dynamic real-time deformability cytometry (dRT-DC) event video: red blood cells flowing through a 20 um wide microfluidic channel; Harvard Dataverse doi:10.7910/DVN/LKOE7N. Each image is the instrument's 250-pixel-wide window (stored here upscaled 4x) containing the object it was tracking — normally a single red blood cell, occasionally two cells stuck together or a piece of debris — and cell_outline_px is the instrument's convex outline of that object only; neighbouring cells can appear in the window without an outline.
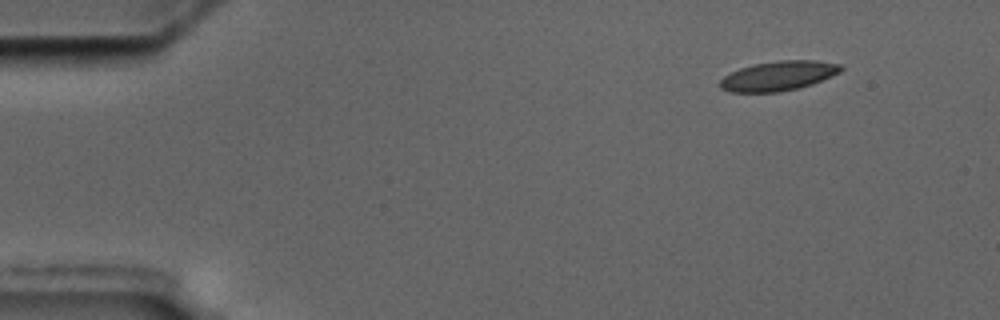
{"species": "common noctule bat (a hibernating species)", "species_latin": "Nyctalus noctula", "temperature_condition": "cold", "stored_images_in_passage": 52, "camera_frame_rate_fps": 3000, "um_per_image_px": 0.085, "animal": {"sex": "male", "body_mass_g": 17.5, "forearm_length_mm": 52.3}, "frame": {"image": 1, "passage_image": 1, "time_ms": 0.0, "image_size_px": [1000, 320], "cell_outline_px": [[844, 68], [840, 72], [832, 76], [812, 84], [800, 88], [780, 92], [732, 92], [720, 88], [720, 80], [724, 76], [740, 68], [752, 64], [780, 60], [816, 60], [840, 64]], "centroid_in_image_um": [66.18, 6.44], "position_along_channel_um": 18.8, "area_um2": 20.92}}
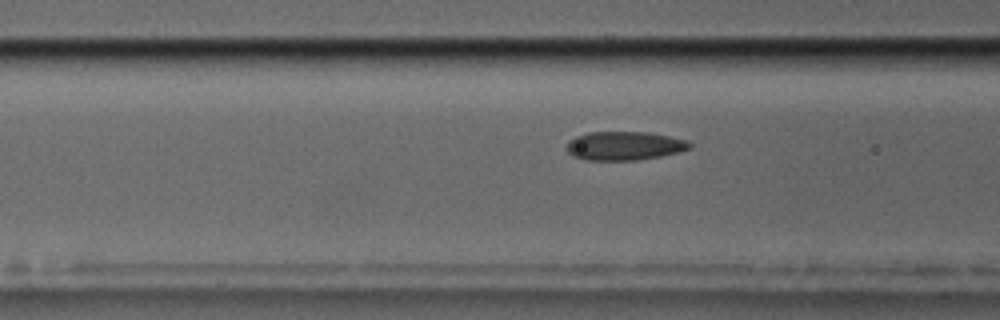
{"frame": {"image": 2, "passage_image": 17, "time_ms": 5.333, "image_size_px": [1000, 320], "cell_outline_px": [[692, 148], [680, 152], [640, 160], [588, 160], [572, 156], [564, 148], [568, 140], [576, 136], [588, 132], [648, 132], [688, 140], [692, 144]], "centroid_in_image_um": [53.06, 12.39], "position_along_channel_um": 113.5, "area_um2": 20.87}}
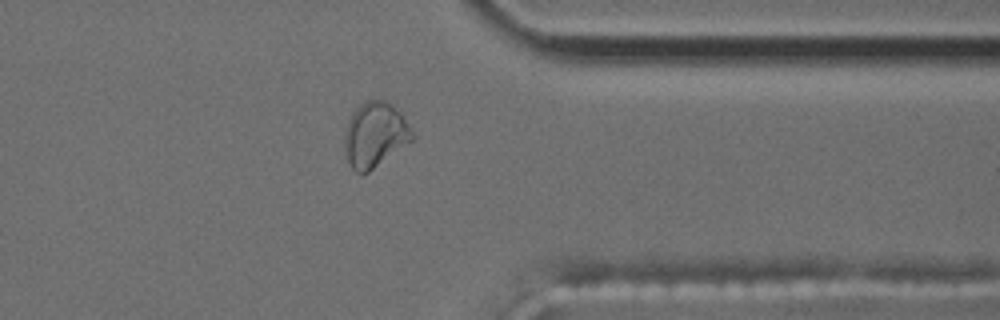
{"frame": {"image": 3, "passage_image": 40, "time_ms": 13.0, "image_size_px": [1000, 320], "cell_outline_px": [[416, 136], [412, 140], [368, 172], [356, 172], [352, 168], [344, 156], [344, 132], [348, 120], [352, 112], [364, 100], [380, 96], [392, 104], [400, 112]], "centroid_in_image_um": [31.84, 11.39], "position_along_channel_um": 379.6, "area_um2": 26.01}, "authors_computed_cell_mechanics": {"area_um2": 21.097, "velocity_mm_per_s": 3.5487, "shape_relaxation_time_tau1_ms": null, "shape_relaxation_time_tau2_ms": 2.0383, "deformation_change_tau1": null, "deformation_change_tau2": 0.0577}}